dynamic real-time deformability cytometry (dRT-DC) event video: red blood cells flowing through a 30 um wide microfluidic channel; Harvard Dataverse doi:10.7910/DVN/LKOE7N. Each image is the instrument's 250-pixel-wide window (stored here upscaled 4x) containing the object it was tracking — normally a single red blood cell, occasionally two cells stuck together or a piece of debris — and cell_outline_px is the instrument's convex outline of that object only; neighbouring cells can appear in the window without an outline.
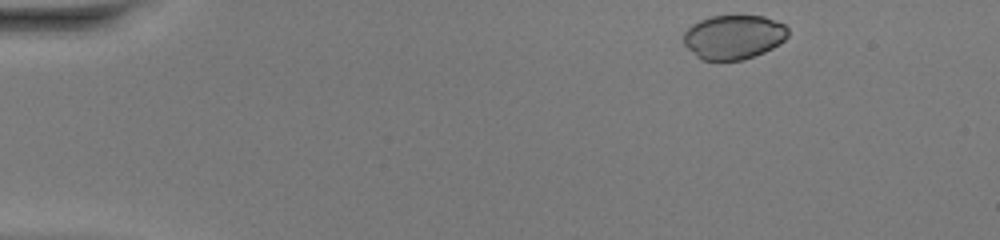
{"species": "common noctule bat (a hibernating species)", "species_latin": "Nyctalus noctula", "temperature_condition": "warm", "stored_images_in_passage": 44, "camera_frame_rate_fps": 3000, "um_per_image_px": 0.085, "animal": {"sex": "female", "body_mass_g": 20.0, "forearm_length_mm": 54.0}, "frame": {"image": 1, "passage_image": 1, "time_ms": 0.0, "image_size_px": [1000, 240], "cell_outline_px": [[788, 36], [780, 44], [764, 52], [744, 60], [700, 60], [684, 44], [684, 32], [692, 24], [700, 20], [712, 16], [764, 16], [784, 24], [788, 28]], "centroid_in_image_um": [62.37, 3.15], "position_along_channel_um": 22.6, "area_um2": 26.93}}
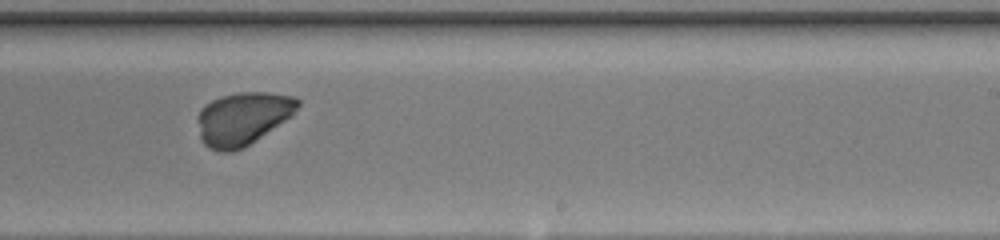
{"frame": {"image": 2, "passage_image": 26, "time_ms": 8.333, "image_size_px": [1000, 240], "cell_outline_px": [[300, 104], [292, 116], [244, 148], [232, 152], [220, 152], [208, 148], [200, 140], [196, 116], [200, 108], [204, 104], [220, 96], [240, 92], [268, 92], [296, 96], [300, 100]], "centroid_in_image_um": [20.61, 10.07], "position_along_channel_um": 268.4, "area_um2": 31.44}}
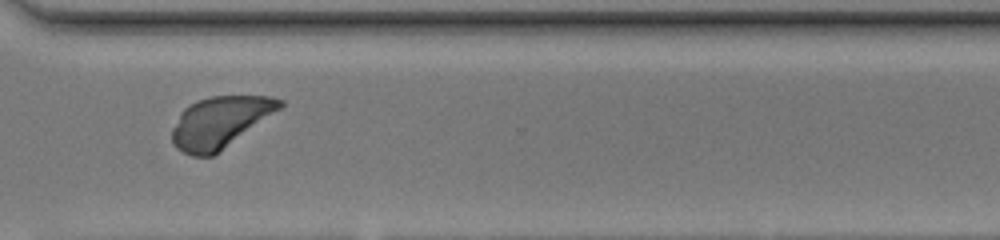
{"frame": {"image": 3, "passage_image": 32, "time_ms": 10.333, "image_size_px": [1000, 240], "cell_outline_px": [[284, 104], [280, 108], [220, 152], [212, 156], [192, 156], [176, 148], [172, 144], [172, 128], [180, 112], [188, 104], [196, 100], [212, 96], [272, 96], [284, 100]], "centroid_in_image_um": [18.67, 10.38], "position_along_channel_um": 351.9, "area_um2": 32.14}}